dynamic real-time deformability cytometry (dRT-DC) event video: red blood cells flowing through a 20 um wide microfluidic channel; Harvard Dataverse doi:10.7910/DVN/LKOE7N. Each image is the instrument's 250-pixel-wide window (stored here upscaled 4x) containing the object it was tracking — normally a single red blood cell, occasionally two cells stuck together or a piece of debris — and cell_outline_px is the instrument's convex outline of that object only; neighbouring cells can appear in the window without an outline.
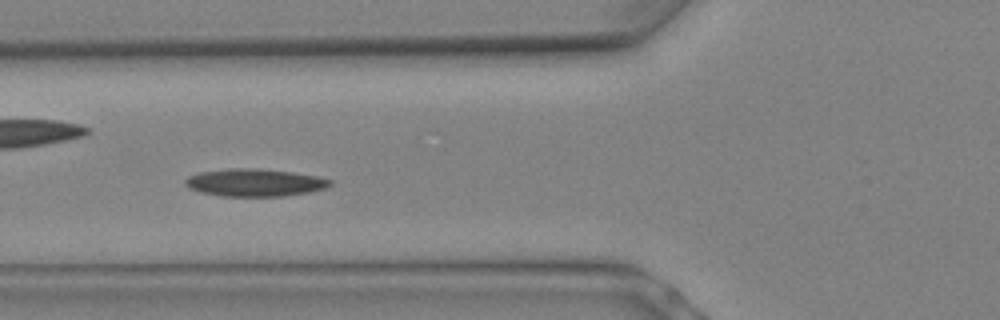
{"species": "Egyptian fruit bat (a non-hibernating species)", "species_latin": "Rousettus aegyptiacus", "temperature_condition": "warm", "stored_images_in_passage": 8, "camera_frame_rate_fps": 3000, "um_per_image_px": 0.085, "animal": {"sex": "female"}, "frame": {"image": 1, "passage_image": 7, "time_ms": 2.0, "image_size_px": [1000, 320], "cell_outline_px": [[332, 184], [324, 188], [308, 192], [280, 196], [220, 196], [188, 188], [184, 184], [184, 180], [188, 176], [200, 172], [228, 168], [260, 168], [292, 172], [320, 176], [332, 180]], "centroid_in_image_um": [21.64, 15.5], "position_along_channel_um": 104.2, "area_um2": 23.29}}